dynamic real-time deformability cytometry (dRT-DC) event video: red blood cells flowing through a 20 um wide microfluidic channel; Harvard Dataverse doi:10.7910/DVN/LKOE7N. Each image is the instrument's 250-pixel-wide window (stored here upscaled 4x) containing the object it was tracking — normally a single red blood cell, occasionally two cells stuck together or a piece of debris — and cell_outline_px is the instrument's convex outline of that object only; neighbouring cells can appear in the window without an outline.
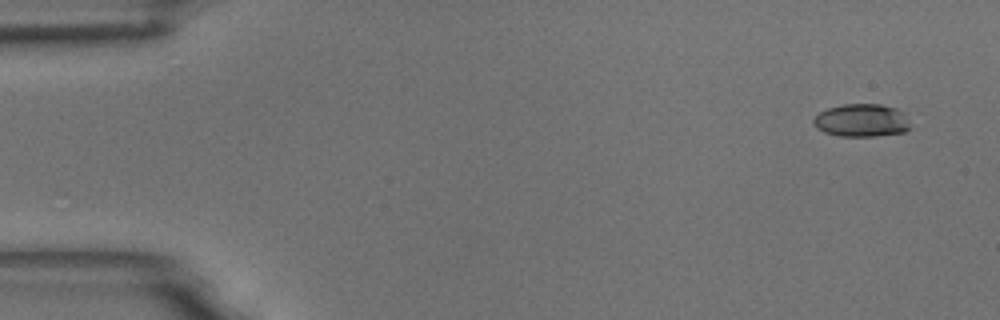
{"species": "common noctule bat (a hibernating species)", "species_latin": "Nyctalus noctula", "temperature_condition": "room temperature", "stored_images_in_passage": 4, "camera_frame_rate_fps": 3000, "um_per_image_px": 0.085, "animal": {"sex": "male", "body_mass_g": 18.8}, "frame": {"image": 1, "passage_image": 1, "time_ms": 0.0, "image_size_px": [1000, 320], "cell_outline_px": [[912, 128], [904, 132], [876, 136], [840, 136], [824, 132], [816, 128], [812, 124], [812, 120], [820, 112], [828, 108], [844, 104], [880, 104], [896, 108], [904, 112]], "centroid_in_image_um": [73.25, 10.24], "position_along_channel_um": 11.7, "area_um2": 18.73}}